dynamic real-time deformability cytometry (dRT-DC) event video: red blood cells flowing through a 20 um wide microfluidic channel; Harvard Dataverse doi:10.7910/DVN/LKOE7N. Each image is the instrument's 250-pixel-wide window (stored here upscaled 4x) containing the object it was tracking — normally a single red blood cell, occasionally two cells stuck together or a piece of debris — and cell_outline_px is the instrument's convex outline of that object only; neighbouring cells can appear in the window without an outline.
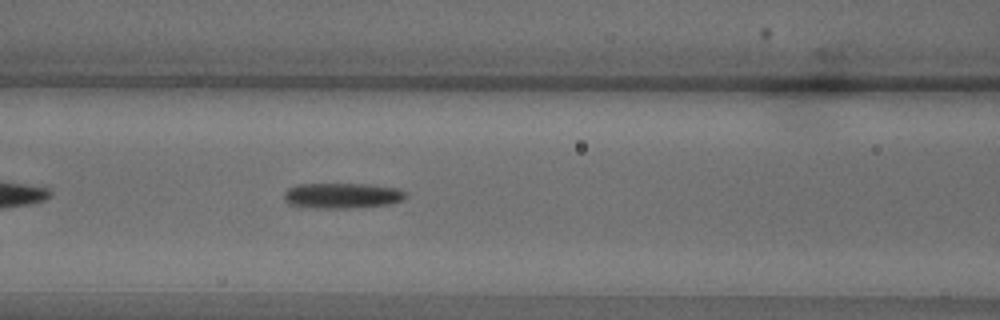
{"species": "common noctule bat (a hibernating species)", "species_latin": "Nyctalus noctula", "temperature_condition": "warm", "stored_images_in_passage": 11, "segment_of_instrument_passage": [2, 2], "camera_frame_rate_fps": 3000, "um_per_image_px": 0.085, "animal": {"sex": "male", "body_mass_g": 18.8}, "frame": {"image": 1, "passage_image": 10, "time_ms": 3.0, "image_size_px": [1000, 320], "cell_outline_px": [[408, 196], [404, 200], [392, 204], [348, 208], [316, 208], [288, 204], [284, 200], [284, 192], [288, 188], [296, 184], [368, 184], [400, 188]], "centroid_in_image_um": [29.11, 16.62], "position_along_channel_um": 137.5, "area_um2": 18.26}}